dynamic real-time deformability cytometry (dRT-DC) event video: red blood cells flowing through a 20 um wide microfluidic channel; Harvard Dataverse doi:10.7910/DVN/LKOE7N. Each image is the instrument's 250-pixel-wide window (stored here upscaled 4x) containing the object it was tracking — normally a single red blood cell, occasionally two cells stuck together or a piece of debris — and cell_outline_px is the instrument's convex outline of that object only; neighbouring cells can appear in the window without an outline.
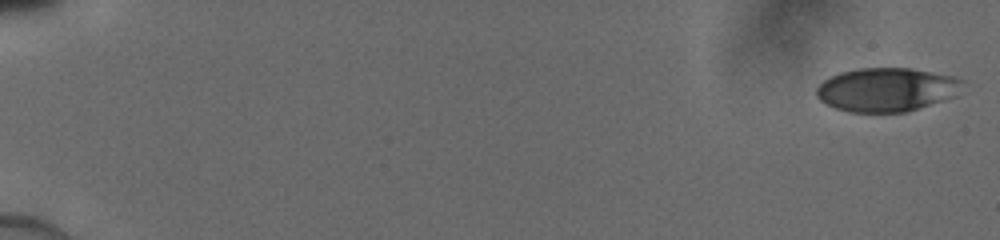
{"species": "human", "species_latin": "Homo sapiens", "temperature_condition": "cold", "stored_images_in_passage": 50, "camera_frame_rate_fps": 3000, "um_per_image_px": 0.085, "donor": {"sex": "male"}, "frame": {"image": 1, "passage_image": 1, "time_ms": 0.0, "image_size_px": [1000, 240], "cell_outline_px": [[964, 80], [956, 96], [904, 112], [848, 112], [836, 108], [820, 100], [816, 96], [816, 88], [824, 80], [840, 72], [860, 68], [912, 68], [956, 76]], "centroid_in_image_um": [75.37, 7.6], "position_along_channel_um": 9.6, "area_um2": 37.17}}
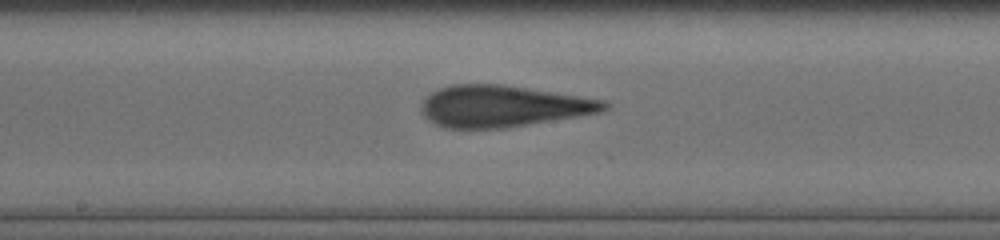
{"frame": {"image": 2, "passage_image": 29, "time_ms": 9.333, "image_size_px": [1000, 240], "cell_outline_px": [[608, 108], [600, 112], [504, 128], [444, 128], [428, 120], [420, 112], [420, 104], [424, 96], [440, 88], [452, 84], [504, 84], [604, 100], [608, 104]], "centroid_in_image_um": [42.66, 9.02], "position_along_channel_um": 205.5, "area_um2": 44.16}}
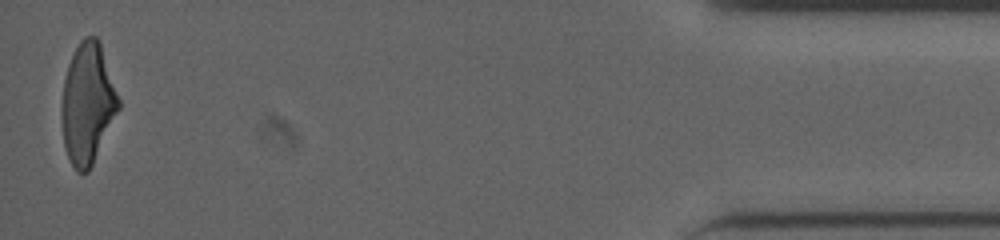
{"frame": {"image": 3, "passage_image": 50, "time_ms": 16.333, "image_size_px": [1000, 240], "cell_outline_px": [[120, 108], [88, 172], [76, 172], [64, 148], [60, 108], [64, 80], [68, 64], [80, 40], [84, 36], [96, 36], [100, 40], [120, 100]], "centroid_in_image_um": [7.44, 8.78], "position_along_channel_um": 427.8, "area_um2": 40.11}}